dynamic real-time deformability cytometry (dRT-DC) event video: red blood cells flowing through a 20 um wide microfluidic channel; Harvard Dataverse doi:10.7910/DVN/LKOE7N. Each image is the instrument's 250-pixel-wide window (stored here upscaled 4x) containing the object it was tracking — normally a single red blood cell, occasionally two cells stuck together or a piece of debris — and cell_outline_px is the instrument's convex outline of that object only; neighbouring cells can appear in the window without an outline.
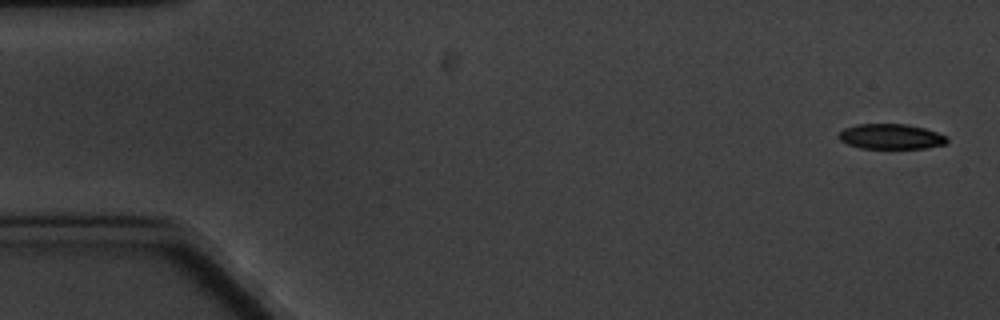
{"species": "common noctule bat (a hibernating species)", "species_latin": "Nyctalus noctula", "temperature_condition": "cold", "stored_images_in_passage": 10, "camera_frame_rate_fps": 3000, "um_per_image_px": 0.085, "animal": {"sex": "male", "body_mass_g": 20.1, "forearm_length_mm": 53.5}, "frame": {"image": 1, "passage_image": 1, "time_ms": 0.0, "image_size_px": [1000, 320], "cell_outline_px": [[948, 144], [924, 148], [860, 148], [848, 144], [840, 140], [840, 132], [844, 128], [856, 124], [908, 124], [924, 128], [948, 136]], "centroid_in_image_um": [75.77, 11.6], "position_along_channel_um": 9.2, "area_um2": 15.9}}
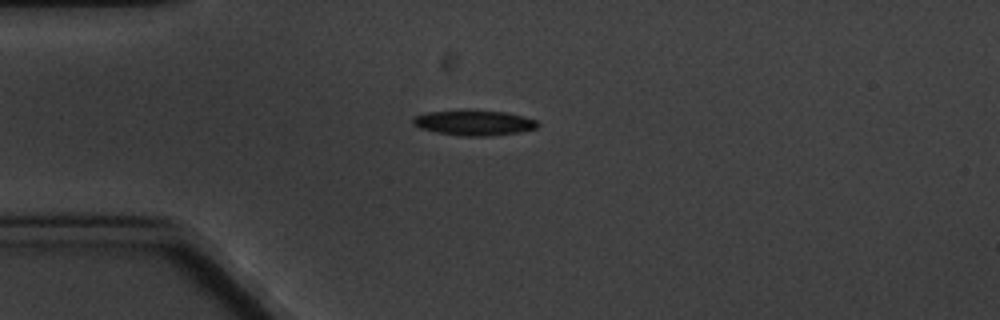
{"frame": {"image": 2, "passage_image": 4, "time_ms": 4.333, "image_size_px": [1000, 320], "cell_outline_px": [[540, 124], [536, 128], [520, 132], [488, 136], [460, 136], [436, 132], [420, 128], [412, 124], [412, 120], [416, 116], [428, 112], [460, 108], [468, 108], [504, 112], [524, 116], [536, 120]], "centroid_in_image_um": [40.28, 10.4], "position_along_channel_um": 44.7, "area_um2": 18.9}}
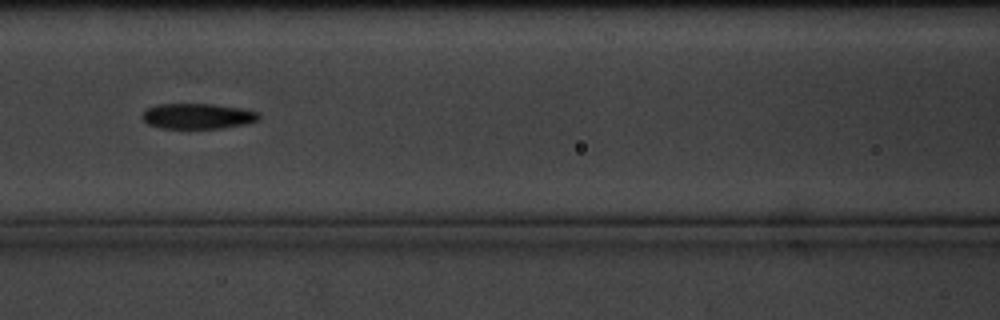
{"frame": {"image": 3, "passage_image": 7, "time_ms": 8.0, "image_size_px": [1000, 320], "cell_outline_px": [[260, 116], [256, 120], [244, 124], [220, 128], [160, 128], [148, 124], [144, 120], [144, 112], [148, 108], [156, 104], [216, 104], [240, 108], [256, 112]], "centroid_in_image_um": [16.78, 9.86], "position_along_channel_um": 149.8, "area_um2": 16.99}}